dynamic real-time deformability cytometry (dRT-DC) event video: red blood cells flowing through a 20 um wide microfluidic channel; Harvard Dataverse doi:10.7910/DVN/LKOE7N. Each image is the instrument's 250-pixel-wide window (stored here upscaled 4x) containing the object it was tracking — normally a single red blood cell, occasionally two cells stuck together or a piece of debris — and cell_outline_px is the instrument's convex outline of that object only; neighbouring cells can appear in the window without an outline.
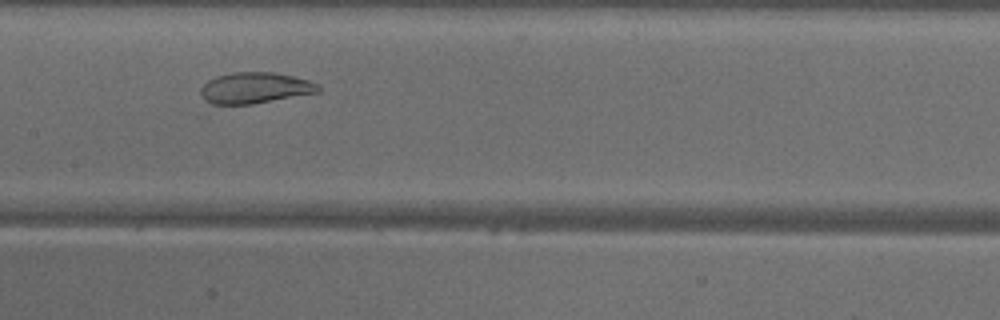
{"species": "common noctule bat (a hibernating species)", "species_latin": "Nyctalus noctula", "temperature_condition": "warm", "stored_images_in_passage": 28, "camera_frame_rate_fps": 3000, "um_per_image_px": 0.085, "animal": {"sex": "male", "body_mass_g": 18.8}, "frame": {"image": 1, "passage_image": 13, "time_ms": 4.0, "image_size_px": [1000, 320], "cell_outline_px": [[320, 92], [252, 104], [212, 104], [204, 100], [200, 92], [200, 88], [208, 80], [216, 76], [232, 72], [272, 72], [292, 76], [308, 80], [316, 84], [320, 88]], "centroid_in_image_um": [21.64, 7.47], "position_along_channel_um": 185.8, "area_um2": 21.21}}
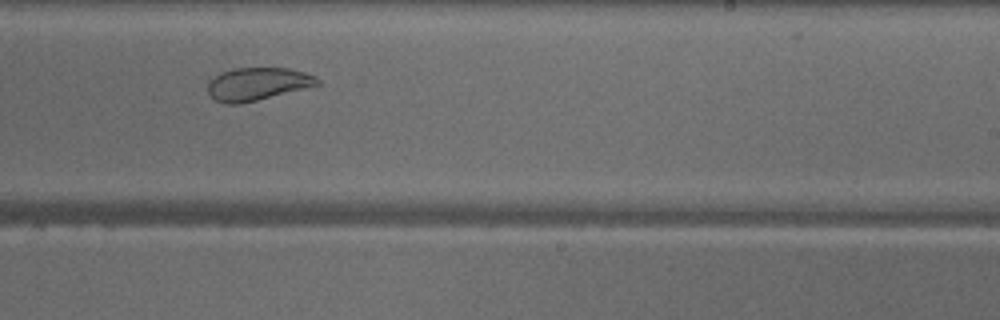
{"frame": {"image": 2, "passage_image": 19, "time_ms": 6.0, "image_size_px": [1000, 320], "cell_outline_px": [[320, 84], [240, 104], [228, 104], [216, 100], [208, 92], [208, 84], [220, 72], [232, 68], [288, 68], [304, 72], [316, 76], [320, 80]], "centroid_in_image_um": [21.89, 7.12], "position_along_channel_um": 267.1, "area_um2": 20.63}}
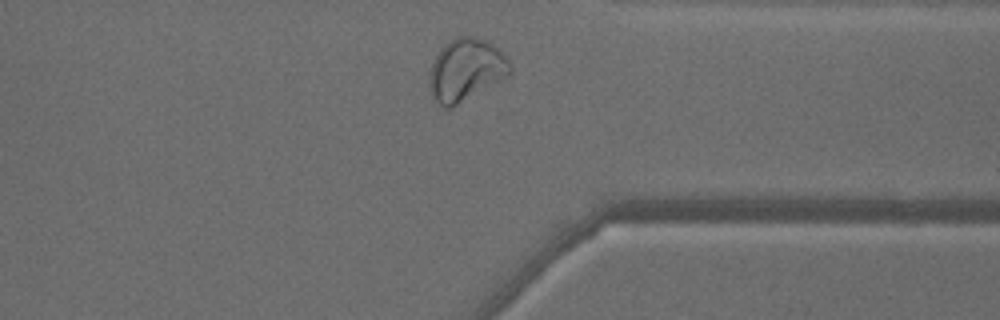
{"frame": {"image": 3, "passage_image": 27, "time_ms": 8.667, "image_size_px": [1000, 320], "cell_outline_px": [[512, 68], [508, 72], [452, 108], [444, 108], [432, 96], [428, 88], [428, 76], [432, 60], [440, 48], [444, 44], [456, 36], [476, 36], [488, 40], [512, 64]], "centroid_in_image_um": [39.5, 5.89], "position_along_channel_um": 371.9, "area_um2": 28.78}, "authors_computed_cell_mechanics": {"area_um2": 21.964, "velocity_mm_per_s": 4.077, "shape_relaxation_time_tau1_ms": null, "shape_relaxation_time_tau2_ms": 1.126, "deformation_change_tau1": null, "deformation_change_tau2": 0.0628}}